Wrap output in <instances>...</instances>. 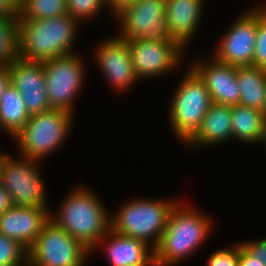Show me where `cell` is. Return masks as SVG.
Returning <instances> with one entry per match:
<instances>
[{
    "label": "cell",
    "instance_id": "1",
    "mask_svg": "<svg viewBox=\"0 0 266 266\" xmlns=\"http://www.w3.org/2000/svg\"><path fill=\"white\" fill-rule=\"evenodd\" d=\"M72 189L57 210H51L50 219L92 251L111 229V214L90 186L77 184Z\"/></svg>",
    "mask_w": 266,
    "mask_h": 266
},
{
    "label": "cell",
    "instance_id": "2",
    "mask_svg": "<svg viewBox=\"0 0 266 266\" xmlns=\"http://www.w3.org/2000/svg\"><path fill=\"white\" fill-rule=\"evenodd\" d=\"M188 203L180 200L171 210L160 242L154 249L156 266H178L194 255L211 235L213 219Z\"/></svg>",
    "mask_w": 266,
    "mask_h": 266
},
{
    "label": "cell",
    "instance_id": "3",
    "mask_svg": "<svg viewBox=\"0 0 266 266\" xmlns=\"http://www.w3.org/2000/svg\"><path fill=\"white\" fill-rule=\"evenodd\" d=\"M80 25L69 14L49 19H19L20 58L45 62L75 53Z\"/></svg>",
    "mask_w": 266,
    "mask_h": 266
},
{
    "label": "cell",
    "instance_id": "4",
    "mask_svg": "<svg viewBox=\"0 0 266 266\" xmlns=\"http://www.w3.org/2000/svg\"><path fill=\"white\" fill-rule=\"evenodd\" d=\"M179 198H133L111 214V229L117 234L145 241L154 249L165 230L168 217Z\"/></svg>",
    "mask_w": 266,
    "mask_h": 266
},
{
    "label": "cell",
    "instance_id": "5",
    "mask_svg": "<svg viewBox=\"0 0 266 266\" xmlns=\"http://www.w3.org/2000/svg\"><path fill=\"white\" fill-rule=\"evenodd\" d=\"M182 79L170 97L168 117L175 138L185 144L199 129L204 116L213 104L205 83L187 65Z\"/></svg>",
    "mask_w": 266,
    "mask_h": 266
},
{
    "label": "cell",
    "instance_id": "6",
    "mask_svg": "<svg viewBox=\"0 0 266 266\" xmlns=\"http://www.w3.org/2000/svg\"><path fill=\"white\" fill-rule=\"evenodd\" d=\"M73 115L58 109L30 115L28 122L13 139L19 155L42 161L57 152L69 138Z\"/></svg>",
    "mask_w": 266,
    "mask_h": 266
},
{
    "label": "cell",
    "instance_id": "7",
    "mask_svg": "<svg viewBox=\"0 0 266 266\" xmlns=\"http://www.w3.org/2000/svg\"><path fill=\"white\" fill-rule=\"evenodd\" d=\"M83 58L80 53L75 52L43 62L51 109L74 114V106L87 78L85 76L88 68Z\"/></svg>",
    "mask_w": 266,
    "mask_h": 266
},
{
    "label": "cell",
    "instance_id": "8",
    "mask_svg": "<svg viewBox=\"0 0 266 266\" xmlns=\"http://www.w3.org/2000/svg\"><path fill=\"white\" fill-rule=\"evenodd\" d=\"M89 258L91 251L50 218L28 250V266H87Z\"/></svg>",
    "mask_w": 266,
    "mask_h": 266
},
{
    "label": "cell",
    "instance_id": "9",
    "mask_svg": "<svg viewBox=\"0 0 266 266\" xmlns=\"http://www.w3.org/2000/svg\"><path fill=\"white\" fill-rule=\"evenodd\" d=\"M7 154L1 164L0 180L14 206L48 207L47 189L41 173L44 161ZM47 198V199H46Z\"/></svg>",
    "mask_w": 266,
    "mask_h": 266
},
{
    "label": "cell",
    "instance_id": "10",
    "mask_svg": "<svg viewBox=\"0 0 266 266\" xmlns=\"http://www.w3.org/2000/svg\"><path fill=\"white\" fill-rule=\"evenodd\" d=\"M165 7L166 0H138L122 7L113 15L119 23L116 36L123 40L172 41L165 23Z\"/></svg>",
    "mask_w": 266,
    "mask_h": 266
},
{
    "label": "cell",
    "instance_id": "11",
    "mask_svg": "<svg viewBox=\"0 0 266 266\" xmlns=\"http://www.w3.org/2000/svg\"><path fill=\"white\" fill-rule=\"evenodd\" d=\"M131 62L138 79L157 78L178 70L187 52L176 40L153 42L149 40H126ZM183 62V63H182ZM144 78V79H143Z\"/></svg>",
    "mask_w": 266,
    "mask_h": 266
},
{
    "label": "cell",
    "instance_id": "12",
    "mask_svg": "<svg viewBox=\"0 0 266 266\" xmlns=\"http://www.w3.org/2000/svg\"><path fill=\"white\" fill-rule=\"evenodd\" d=\"M235 18L221 37L212 55L232 66H252L256 40L257 7L248 8Z\"/></svg>",
    "mask_w": 266,
    "mask_h": 266
},
{
    "label": "cell",
    "instance_id": "13",
    "mask_svg": "<svg viewBox=\"0 0 266 266\" xmlns=\"http://www.w3.org/2000/svg\"><path fill=\"white\" fill-rule=\"evenodd\" d=\"M96 65L104 74L107 83L119 94L131 90L139 81L131 62L126 40L114 35L94 47Z\"/></svg>",
    "mask_w": 266,
    "mask_h": 266
},
{
    "label": "cell",
    "instance_id": "14",
    "mask_svg": "<svg viewBox=\"0 0 266 266\" xmlns=\"http://www.w3.org/2000/svg\"><path fill=\"white\" fill-rule=\"evenodd\" d=\"M198 58L192 59L189 67L205 83L213 103L238 105L240 89L237 83V67L219 62L213 56L205 60Z\"/></svg>",
    "mask_w": 266,
    "mask_h": 266
},
{
    "label": "cell",
    "instance_id": "15",
    "mask_svg": "<svg viewBox=\"0 0 266 266\" xmlns=\"http://www.w3.org/2000/svg\"><path fill=\"white\" fill-rule=\"evenodd\" d=\"M8 66L11 84L22 95L28 113L32 115L50 110L43 62L18 58Z\"/></svg>",
    "mask_w": 266,
    "mask_h": 266
},
{
    "label": "cell",
    "instance_id": "16",
    "mask_svg": "<svg viewBox=\"0 0 266 266\" xmlns=\"http://www.w3.org/2000/svg\"><path fill=\"white\" fill-rule=\"evenodd\" d=\"M103 250L111 266H156L155 250L145 241L117 234L110 229L91 251Z\"/></svg>",
    "mask_w": 266,
    "mask_h": 266
},
{
    "label": "cell",
    "instance_id": "17",
    "mask_svg": "<svg viewBox=\"0 0 266 266\" xmlns=\"http://www.w3.org/2000/svg\"><path fill=\"white\" fill-rule=\"evenodd\" d=\"M49 218L50 209L13 206L0 215V233L17 241L28 251Z\"/></svg>",
    "mask_w": 266,
    "mask_h": 266
},
{
    "label": "cell",
    "instance_id": "18",
    "mask_svg": "<svg viewBox=\"0 0 266 266\" xmlns=\"http://www.w3.org/2000/svg\"><path fill=\"white\" fill-rule=\"evenodd\" d=\"M203 5L205 0H166L165 23L168 34L186 51L199 31L205 10Z\"/></svg>",
    "mask_w": 266,
    "mask_h": 266
},
{
    "label": "cell",
    "instance_id": "19",
    "mask_svg": "<svg viewBox=\"0 0 266 266\" xmlns=\"http://www.w3.org/2000/svg\"><path fill=\"white\" fill-rule=\"evenodd\" d=\"M231 106L213 103L197 132L184 144L188 148L214 147L232 142ZM191 146V147H190Z\"/></svg>",
    "mask_w": 266,
    "mask_h": 266
},
{
    "label": "cell",
    "instance_id": "20",
    "mask_svg": "<svg viewBox=\"0 0 266 266\" xmlns=\"http://www.w3.org/2000/svg\"><path fill=\"white\" fill-rule=\"evenodd\" d=\"M231 112L232 141L237 140V142L253 146L259 144L266 113L240 104L231 106Z\"/></svg>",
    "mask_w": 266,
    "mask_h": 266
},
{
    "label": "cell",
    "instance_id": "21",
    "mask_svg": "<svg viewBox=\"0 0 266 266\" xmlns=\"http://www.w3.org/2000/svg\"><path fill=\"white\" fill-rule=\"evenodd\" d=\"M30 118L25 101L18 90L10 84L0 101V131L13 139Z\"/></svg>",
    "mask_w": 266,
    "mask_h": 266
},
{
    "label": "cell",
    "instance_id": "22",
    "mask_svg": "<svg viewBox=\"0 0 266 266\" xmlns=\"http://www.w3.org/2000/svg\"><path fill=\"white\" fill-rule=\"evenodd\" d=\"M240 105L264 111L266 71L256 66L237 67Z\"/></svg>",
    "mask_w": 266,
    "mask_h": 266
},
{
    "label": "cell",
    "instance_id": "23",
    "mask_svg": "<svg viewBox=\"0 0 266 266\" xmlns=\"http://www.w3.org/2000/svg\"><path fill=\"white\" fill-rule=\"evenodd\" d=\"M19 17L0 16V66L20 58Z\"/></svg>",
    "mask_w": 266,
    "mask_h": 266
},
{
    "label": "cell",
    "instance_id": "24",
    "mask_svg": "<svg viewBox=\"0 0 266 266\" xmlns=\"http://www.w3.org/2000/svg\"><path fill=\"white\" fill-rule=\"evenodd\" d=\"M66 0H20L19 19H49L65 16Z\"/></svg>",
    "mask_w": 266,
    "mask_h": 266
},
{
    "label": "cell",
    "instance_id": "25",
    "mask_svg": "<svg viewBox=\"0 0 266 266\" xmlns=\"http://www.w3.org/2000/svg\"><path fill=\"white\" fill-rule=\"evenodd\" d=\"M28 251L17 241L0 233V266H27Z\"/></svg>",
    "mask_w": 266,
    "mask_h": 266
},
{
    "label": "cell",
    "instance_id": "26",
    "mask_svg": "<svg viewBox=\"0 0 266 266\" xmlns=\"http://www.w3.org/2000/svg\"><path fill=\"white\" fill-rule=\"evenodd\" d=\"M67 13L82 25L92 21L108 6L105 0H66Z\"/></svg>",
    "mask_w": 266,
    "mask_h": 266
},
{
    "label": "cell",
    "instance_id": "27",
    "mask_svg": "<svg viewBox=\"0 0 266 266\" xmlns=\"http://www.w3.org/2000/svg\"><path fill=\"white\" fill-rule=\"evenodd\" d=\"M252 66L266 71V7H257L256 40Z\"/></svg>",
    "mask_w": 266,
    "mask_h": 266
},
{
    "label": "cell",
    "instance_id": "28",
    "mask_svg": "<svg viewBox=\"0 0 266 266\" xmlns=\"http://www.w3.org/2000/svg\"><path fill=\"white\" fill-rule=\"evenodd\" d=\"M206 266H239V242L213 251L206 261Z\"/></svg>",
    "mask_w": 266,
    "mask_h": 266
},
{
    "label": "cell",
    "instance_id": "29",
    "mask_svg": "<svg viewBox=\"0 0 266 266\" xmlns=\"http://www.w3.org/2000/svg\"><path fill=\"white\" fill-rule=\"evenodd\" d=\"M241 246L256 260L263 262L266 266V237L259 240L256 239L254 241H241L239 242Z\"/></svg>",
    "mask_w": 266,
    "mask_h": 266
},
{
    "label": "cell",
    "instance_id": "30",
    "mask_svg": "<svg viewBox=\"0 0 266 266\" xmlns=\"http://www.w3.org/2000/svg\"><path fill=\"white\" fill-rule=\"evenodd\" d=\"M19 1L0 0V16L9 18L19 17Z\"/></svg>",
    "mask_w": 266,
    "mask_h": 266
},
{
    "label": "cell",
    "instance_id": "31",
    "mask_svg": "<svg viewBox=\"0 0 266 266\" xmlns=\"http://www.w3.org/2000/svg\"><path fill=\"white\" fill-rule=\"evenodd\" d=\"M239 266H265L263 262L256 260L239 243Z\"/></svg>",
    "mask_w": 266,
    "mask_h": 266
},
{
    "label": "cell",
    "instance_id": "32",
    "mask_svg": "<svg viewBox=\"0 0 266 266\" xmlns=\"http://www.w3.org/2000/svg\"><path fill=\"white\" fill-rule=\"evenodd\" d=\"M13 206L10 193L5 189L0 180V215Z\"/></svg>",
    "mask_w": 266,
    "mask_h": 266
},
{
    "label": "cell",
    "instance_id": "33",
    "mask_svg": "<svg viewBox=\"0 0 266 266\" xmlns=\"http://www.w3.org/2000/svg\"><path fill=\"white\" fill-rule=\"evenodd\" d=\"M11 84L9 66H0V101L2 94Z\"/></svg>",
    "mask_w": 266,
    "mask_h": 266
},
{
    "label": "cell",
    "instance_id": "34",
    "mask_svg": "<svg viewBox=\"0 0 266 266\" xmlns=\"http://www.w3.org/2000/svg\"><path fill=\"white\" fill-rule=\"evenodd\" d=\"M109 11L114 15L118 12L122 7H125L128 4L133 2H137L138 0H105Z\"/></svg>",
    "mask_w": 266,
    "mask_h": 266
},
{
    "label": "cell",
    "instance_id": "35",
    "mask_svg": "<svg viewBox=\"0 0 266 266\" xmlns=\"http://www.w3.org/2000/svg\"><path fill=\"white\" fill-rule=\"evenodd\" d=\"M262 144L261 146L263 148H265V151H266V118H265V122H264V127H263V131H262V136H261V139H260V142H259V145Z\"/></svg>",
    "mask_w": 266,
    "mask_h": 266
},
{
    "label": "cell",
    "instance_id": "36",
    "mask_svg": "<svg viewBox=\"0 0 266 266\" xmlns=\"http://www.w3.org/2000/svg\"><path fill=\"white\" fill-rule=\"evenodd\" d=\"M7 152L6 151H1L0 150V170H1V164H2V162H3V160H4V158L7 156Z\"/></svg>",
    "mask_w": 266,
    "mask_h": 266
},
{
    "label": "cell",
    "instance_id": "37",
    "mask_svg": "<svg viewBox=\"0 0 266 266\" xmlns=\"http://www.w3.org/2000/svg\"><path fill=\"white\" fill-rule=\"evenodd\" d=\"M262 4V5H261ZM260 5V6H259ZM259 5L256 6V4L253 7H266V3H260Z\"/></svg>",
    "mask_w": 266,
    "mask_h": 266
},
{
    "label": "cell",
    "instance_id": "38",
    "mask_svg": "<svg viewBox=\"0 0 266 266\" xmlns=\"http://www.w3.org/2000/svg\"><path fill=\"white\" fill-rule=\"evenodd\" d=\"M264 112L266 113V91H265V105H264Z\"/></svg>",
    "mask_w": 266,
    "mask_h": 266
}]
</instances>
